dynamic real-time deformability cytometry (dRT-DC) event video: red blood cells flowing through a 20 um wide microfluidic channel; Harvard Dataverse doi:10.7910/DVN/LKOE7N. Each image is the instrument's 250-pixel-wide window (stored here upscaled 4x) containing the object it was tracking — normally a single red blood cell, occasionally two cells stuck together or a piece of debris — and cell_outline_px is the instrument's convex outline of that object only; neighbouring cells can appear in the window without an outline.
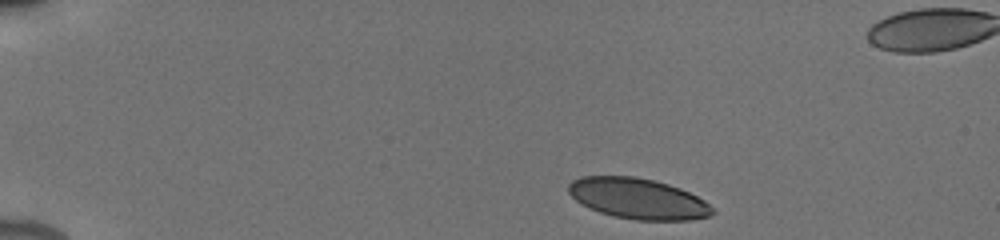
{"species": "human", "species_latin": "Homo sapiens", "temperature_condition": "cold", "stored_images_in_passage": 8, "camera_frame_rate_fps": 3000, "um_per_image_px": 0.085, "donor": {"sex": "male"}, "frame": {"image": 1, "passage_image": 1, "time_ms": 0.0, "image_size_px": [1000, 240], "cell_outline_px": [[716, 212], [712, 216], [692, 220], [636, 220], [612, 216], [600, 212], [576, 200], [568, 192], [568, 184], [572, 180], [580, 176], [632, 176], [656, 180], [680, 188], [704, 200], [716, 208]], "centroid_in_image_um": [54.28, 16.88], "position_along_channel_um": 30.7, "area_um2": 34.33}}